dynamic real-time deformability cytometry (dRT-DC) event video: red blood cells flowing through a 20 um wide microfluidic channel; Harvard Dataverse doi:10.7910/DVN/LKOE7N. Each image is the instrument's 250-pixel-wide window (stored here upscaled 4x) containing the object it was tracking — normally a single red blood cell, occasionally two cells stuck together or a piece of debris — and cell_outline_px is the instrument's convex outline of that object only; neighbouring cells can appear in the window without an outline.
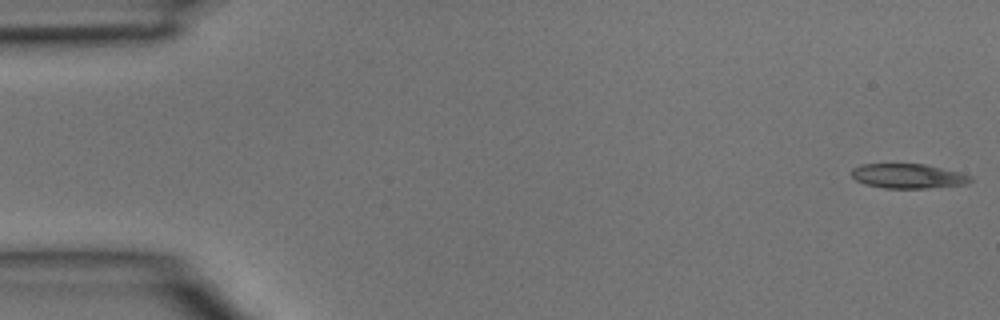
{"species": "common noctule bat (a hibernating species)", "species_latin": "Nyctalus noctula", "temperature_condition": "room temperature", "stored_images_in_passage": 45, "camera_frame_rate_fps": 3000, "um_per_image_px": 0.085, "animal": {"sex": "male", "body_mass_g": 15.6}, "frame": {"image": 1, "passage_image": 1, "time_ms": 0.0, "image_size_px": [1000, 320], "cell_outline_px": [[972, 180], [968, 184], [928, 188], [884, 188], [864, 184], [856, 180], [852, 176], [852, 168], [860, 164], [924, 164], [972, 176]], "centroid_in_image_um": [77.15, 14.97], "position_along_channel_um": 7.8, "area_um2": 16.94}}
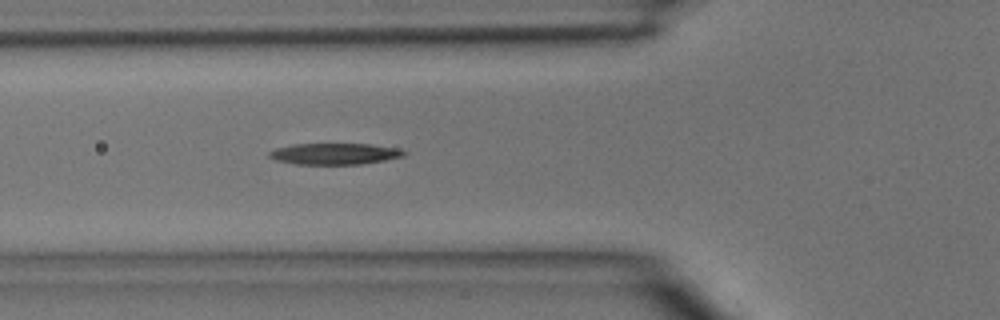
{"frame": {"image": 2, "passage_image": 16, "time_ms": 5.0, "image_size_px": [1000, 320], "cell_outline_px": [[408, 152], [404, 156], [384, 160], [360, 164], [296, 164], [276, 160], [268, 156], [268, 152], [276, 148], [292, 144], [368, 144], [396, 148]], "centroid_in_image_um": [28.42, 13.07], "position_along_channel_um": 97.4, "area_um2": 16.59}}
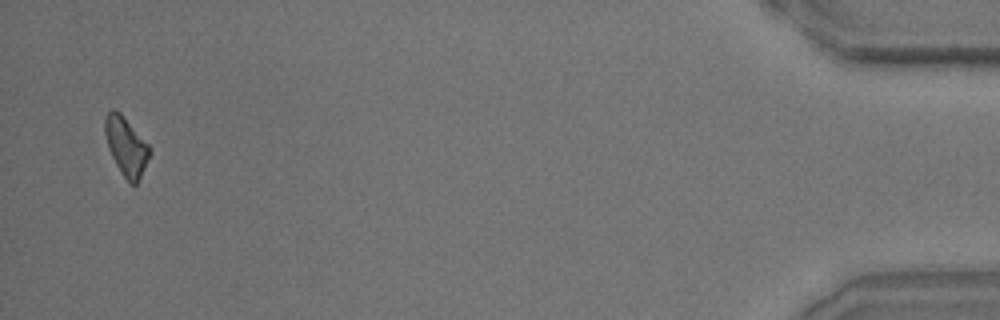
{"frame": {"image": 3, "passage_image": 44, "time_ms": 14.333, "image_size_px": [1000, 320], "cell_outline_px": [[152, 152], [136, 184], [128, 184], [120, 172], [108, 148], [104, 132], [104, 116], [112, 108], [120, 112], [152, 148]], "centroid_in_image_um": [10.71, 12.43], "position_along_channel_um": 424.5, "area_um2": 15.37}}